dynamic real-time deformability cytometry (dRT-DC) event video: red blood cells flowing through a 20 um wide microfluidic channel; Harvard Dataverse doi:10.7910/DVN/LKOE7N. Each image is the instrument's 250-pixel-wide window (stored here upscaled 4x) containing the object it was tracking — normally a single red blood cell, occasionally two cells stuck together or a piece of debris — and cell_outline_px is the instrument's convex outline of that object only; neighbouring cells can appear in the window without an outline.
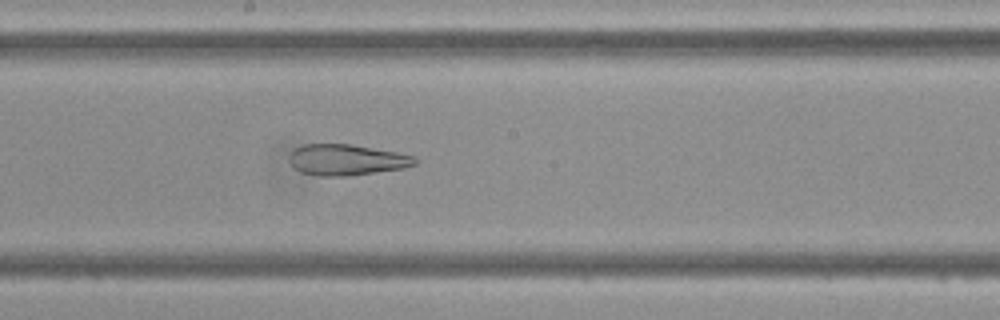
{"species": "Egyptian fruit bat (a non-hibernating species)", "species_latin": "Rousettus aegyptiacus", "temperature_condition": "cold", "stored_images_in_passage": 47, "camera_frame_rate_fps": 3000, "um_per_image_px": 0.085, "frame": {"image": 1, "passage_image": 25, "time_ms": 8.0, "image_size_px": [1000, 320], "cell_outline_px": [[420, 160], [416, 164], [404, 168], [348, 176], [320, 176], [300, 172], [288, 160], [288, 156], [292, 148], [304, 144], [352, 144], [396, 152], [416, 156]], "centroid_in_image_um": [29.46, 13.58], "position_along_channel_um": 218.7, "area_um2": 22.95}}
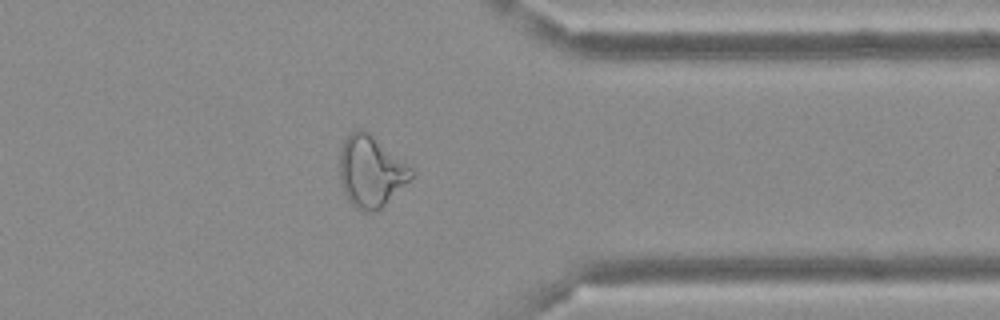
{"frame": {"image": 2, "passage_image": 37, "time_ms": 12.0, "image_size_px": [1000, 320], "cell_outline_px": [[416, 172], [376, 212], [364, 212], [356, 208], [348, 200], [344, 192], [340, 180], [340, 152], [344, 140], [356, 128], [364, 128], [408, 164]], "centroid_in_image_um": [31.5, 14.55], "position_along_channel_um": 379.9, "area_um2": 29.48}}
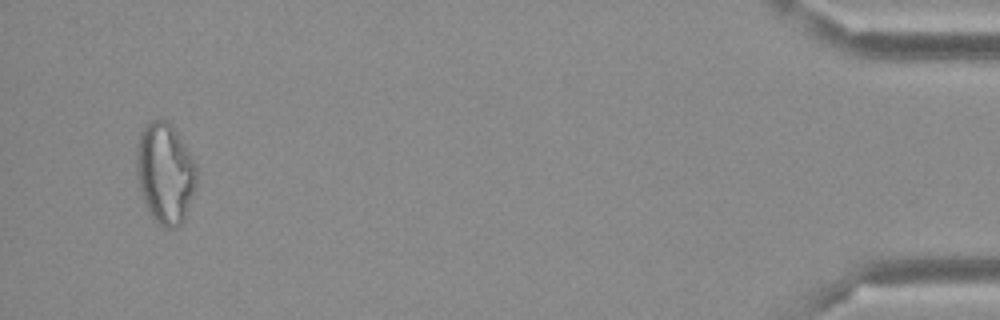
{"frame": {"image": 3, "passage_image": 45, "time_ms": 14.667, "image_size_px": [1000, 320], "cell_outline_px": [[196, 188], [184, 220], [176, 228], [164, 228], [152, 216], [144, 200], [136, 176], [136, 144], [140, 132], [152, 120], [168, 120], [176, 132], [196, 164]], "centroid_in_image_um": [14.03, 14.73], "position_along_channel_um": 421.2, "area_um2": 35.08}}